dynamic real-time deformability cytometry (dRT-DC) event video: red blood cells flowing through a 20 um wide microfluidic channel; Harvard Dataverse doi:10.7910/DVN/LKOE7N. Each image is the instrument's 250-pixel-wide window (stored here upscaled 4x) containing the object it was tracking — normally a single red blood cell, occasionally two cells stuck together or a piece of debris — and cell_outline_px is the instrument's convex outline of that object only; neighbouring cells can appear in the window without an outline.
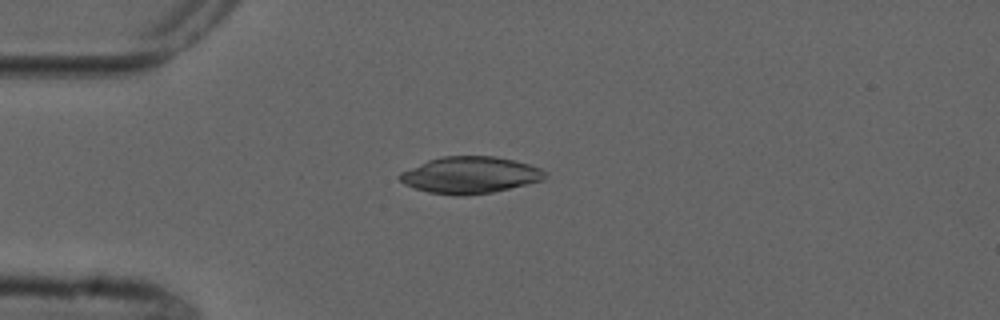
{"species": "common noctule bat (a hibernating species)", "species_latin": "Nyctalus noctula", "temperature_condition": "cold", "stored_images_in_passage": 4, "camera_frame_rate_fps": 3000, "um_per_image_px": 0.085, "animal": {"sex": "male", "forearm_length_mm": 52.5}, "frame": {"image": 1, "passage_image": 1, "time_ms": 0.0, "image_size_px": [1000, 320], "cell_outline_px": [[548, 176], [544, 180], [492, 192], [460, 196], [452, 196], [428, 192], [404, 184], [396, 176], [400, 172], [428, 160], [444, 156], [496, 156], [528, 164], [540, 168], [548, 172]], "centroid_in_image_um": [39.96, 14.88], "position_along_channel_um": 45.0, "area_um2": 31.15}}
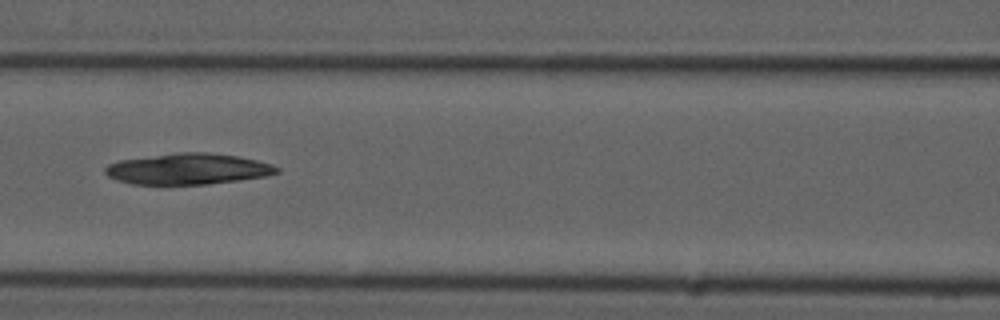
{"frame": {"image": 2, "passage_image": 4, "time_ms": 3.333, "image_size_px": [1000, 320], "cell_outline_px": [[280, 172], [264, 176], [240, 180], [208, 184], [132, 184], [116, 180], [108, 176], [104, 172], [104, 168], [108, 164], [120, 160], [176, 152], [204, 152], [236, 156], [256, 160], [272, 164], [280, 168]], "centroid_in_image_um": [15.96, 14.36], "position_along_channel_um": 150.6, "area_um2": 30.98}}